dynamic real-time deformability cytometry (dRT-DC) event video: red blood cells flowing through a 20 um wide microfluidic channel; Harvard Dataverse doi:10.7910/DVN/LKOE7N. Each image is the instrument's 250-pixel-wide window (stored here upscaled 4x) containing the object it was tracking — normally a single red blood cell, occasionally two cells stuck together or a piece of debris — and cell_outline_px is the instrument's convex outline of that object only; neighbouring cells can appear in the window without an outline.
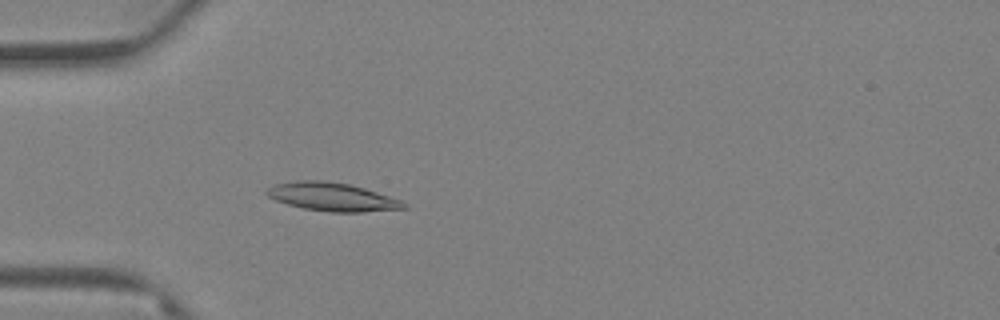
{"species": "Egyptian fruit bat (a non-hibernating species)", "species_latin": "Rousettus aegyptiacus", "temperature_condition": "warm", "stored_images_in_passage": 64, "camera_frame_rate_fps": 3000, "um_per_image_px": 0.085, "animal": {"sex": "female"}, "frame": {"image": 1, "passage_image": 16, "time_ms": 5.0, "image_size_px": [1000, 320], "cell_outline_px": [[408, 208], [360, 212], [328, 212], [304, 208], [288, 204], [276, 200], [268, 196], [264, 192], [268, 188], [276, 184], [300, 180], [320, 180], [348, 184], [364, 188], [400, 200], [408, 204]], "centroid_in_image_um": [28.24, 16.74], "position_along_channel_um": 56.8, "area_um2": 22.37}}
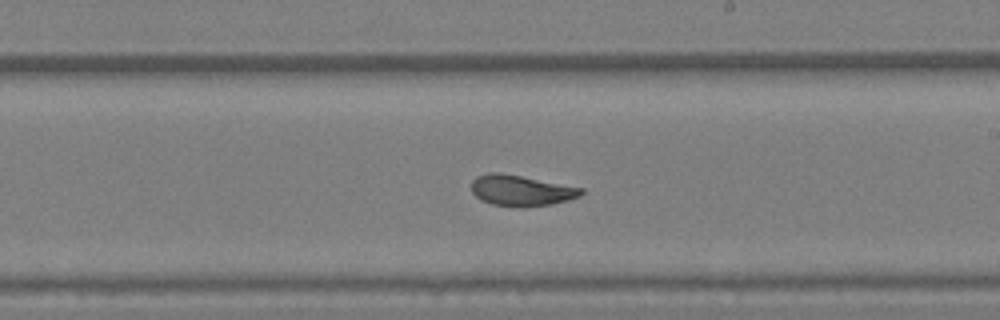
{"frame": {"image": 2, "passage_image": 36, "time_ms": 11.667, "image_size_px": [1000, 320], "cell_outline_px": [[584, 192], [580, 196], [568, 200], [552, 204], [520, 208], [492, 204], [480, 200], [472, 192], [472, 180], [476, 176], [488, 172], [500, 172], [584, 188]], "centroid_in_image_um": [44.28, 16.2], "position_along_channel_um": 244.7, "area_um2": 19.88}}
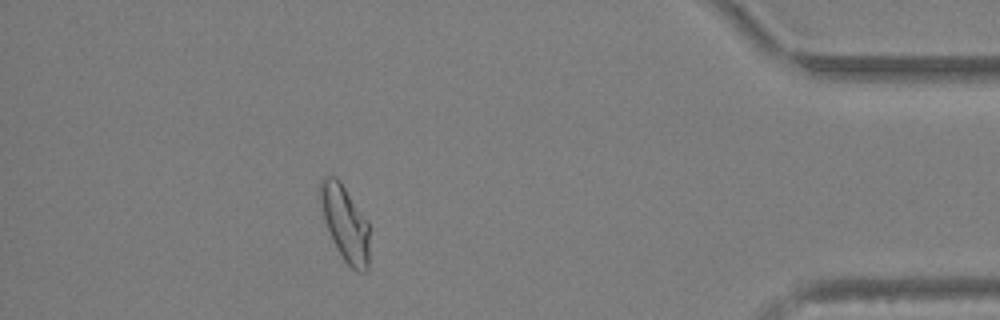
{"frame": {"image": 3, "passage_image": 57, "time_ms": 18.667, "image_size_px": [1000, 320], "cell_outline_px": [[368, 268], [364, 272], [356, 272], [344, 260], [336, 248], [332, 240], [324, 216], [320, 200], [320, 180], [324, 176], [336, 176], [340, 180], [368, 220]], "centroid_in_image_um": [29.34, 18.96], "position_along_channel_um": 405.9, "area_um2": 21.5}, "authors_computed_cell_mechanics": {"area_um2": 21.0392, "velocity_mm_per_s": 2.9372, "shape_relaxation_time_tau1_ms": 6.5745, "shape_relaxation_time_tau2_ms": 1.3072, "deformation_change_tau1": 0.1829, "deformation_change_tau2": 0.0677}}